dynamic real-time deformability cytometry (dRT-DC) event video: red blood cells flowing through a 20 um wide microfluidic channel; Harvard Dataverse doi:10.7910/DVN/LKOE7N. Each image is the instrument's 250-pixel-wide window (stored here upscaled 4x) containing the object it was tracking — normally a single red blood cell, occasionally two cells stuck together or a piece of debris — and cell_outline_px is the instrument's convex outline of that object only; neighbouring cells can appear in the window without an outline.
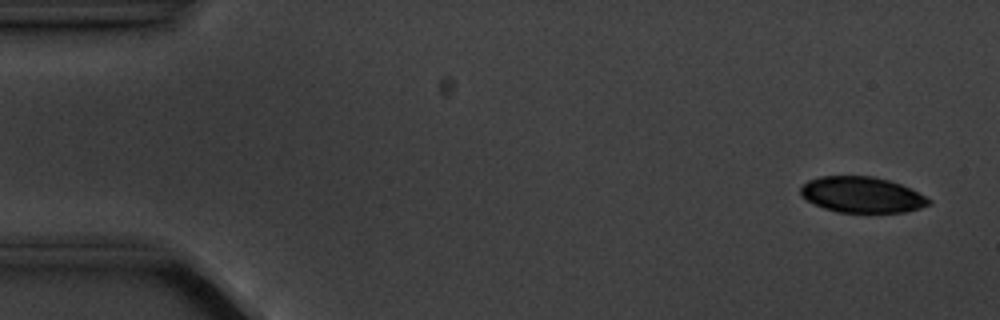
{"species": "common noctule bat (a hibernating species)", "species_latin": "Nyctalus noctula", "temperature_condition": "cold", "stored_images_in_passage": 6, "camera_frame_rate_fps": 3000, "um_per_image_px": 0.085, "animal": {"sex": "male", "body_mass_g": 20.1, "forearm_length_mm": 53.5}, "frame": {"image": 1, "passage_image": 1, "time_ms": 0.0, "image_size_px": [1000, 320], "cell_outline_px": [[932, 204], [920, 208], [904, 212], [836, 212], [824, 208], [800, 196], [800, 188], [808, 180], [820, 176], [872, 176], [888, 180], [900, 184], [932, 200]], "centroid_in_image_um": [73.25, 16.55], "position_along_channel_um": 11.8, "area_um2": 26.59}}